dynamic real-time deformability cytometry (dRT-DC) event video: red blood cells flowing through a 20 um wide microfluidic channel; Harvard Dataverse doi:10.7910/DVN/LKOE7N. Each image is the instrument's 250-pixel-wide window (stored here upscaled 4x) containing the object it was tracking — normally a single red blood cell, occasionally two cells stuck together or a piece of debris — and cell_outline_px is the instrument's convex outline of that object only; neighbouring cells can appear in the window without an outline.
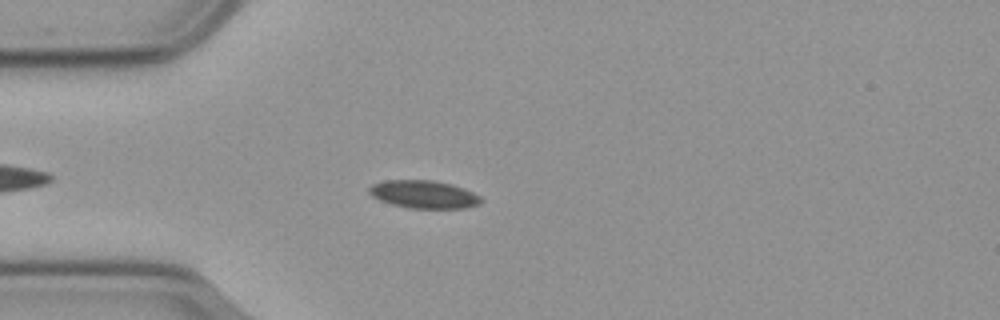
{"species": "common noctule bat (a hibernating species)", "species_latin": "Nyctalus noctula", "temperature_condition": "cold", "stored_images_in_passage": 50, "camera_frame_rate_fps": 3000, "um_per_image_px": 0.085, "animal": {"sex": "male", "body_mass_g": 23.1, "forearm_length_mm": 52.7}, "frame": {"image": 1, "passage_image": 8, "time_ms": 2.333, "image_size_px": [1000, 320], "cell_outline_px": [[484, 200], [480, 204], [464, 208], [408, 208], [392, 204], [380, 200], [372, 196], [368, 192], [368, 188], [372, 184], [384, 180], [432, 180], [452, 184], [464, 188], [480, 196]], "centroid_in_image_um": [36.02, 16.52], "position_along_channel_um": 49.0, "area_um2": 18.26}}
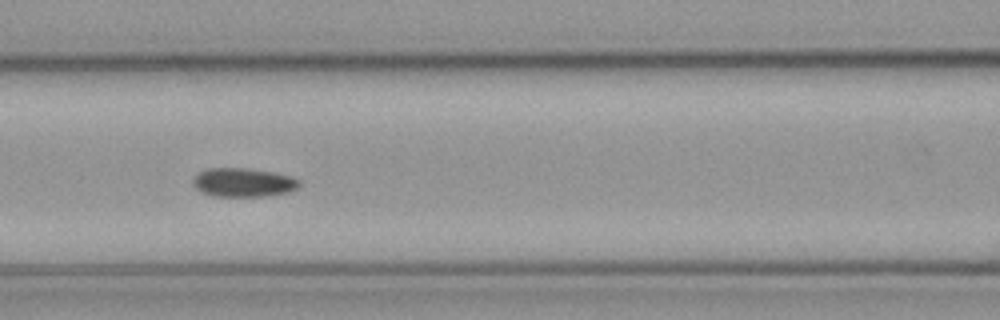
{"frame": {"image": 2, "passage_image": 17, "time_ms": 5.333, "image_size_px": [1000, 320], "cell_outline_px": [[300, 184], [296, 188], [288, 192], [264, 196], [212, 196], [200, 192], [192, 184], [192, 180], [200, 172], [208, 168], [244, 168], [276, 172], [292, 176], [300, 180]], "centroid_in_image_um": [20.68, 15.5], "position_along_channel_um": 145.9, "area_um2": 17.92}}
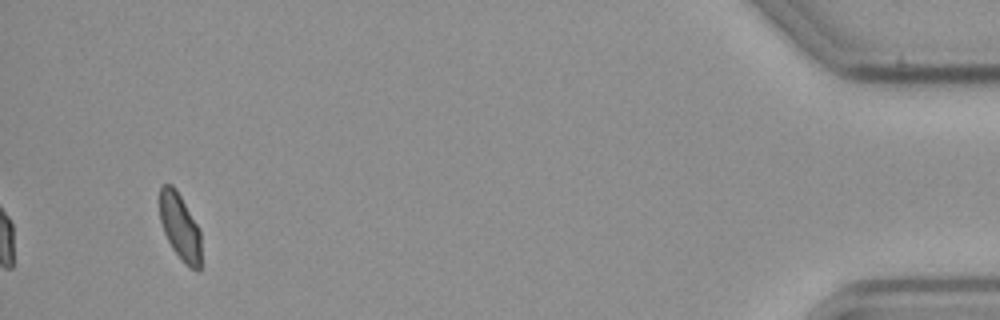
{"frame": {"image": 3, "passage_image": 47, "time_ms": 15.333, "image_size_px": [1000, 320], "cell_outline_px": [[200, 272], [196, 272], [188, 268], [184, 264], [172, 248], [164, 232], [160, 220], [160, 184], [172, 184], [176, 188], [200, 228]], "centroid_in_image_um": [15.31, 19.3], "position_along_channel_um": 419.9, "area_um2": 16.36}, "authors_computed_cell_mechanics": {"area_um2": 17.5712, "velocity_mm_per_s": 3.5885, "shape_relaxation_time_tau1_ms": 5.8582, "shape_relaxation_time_tau2_ms": null, "deformation_change_tau1": 0.0965, "deformation_change_tau2": null}}